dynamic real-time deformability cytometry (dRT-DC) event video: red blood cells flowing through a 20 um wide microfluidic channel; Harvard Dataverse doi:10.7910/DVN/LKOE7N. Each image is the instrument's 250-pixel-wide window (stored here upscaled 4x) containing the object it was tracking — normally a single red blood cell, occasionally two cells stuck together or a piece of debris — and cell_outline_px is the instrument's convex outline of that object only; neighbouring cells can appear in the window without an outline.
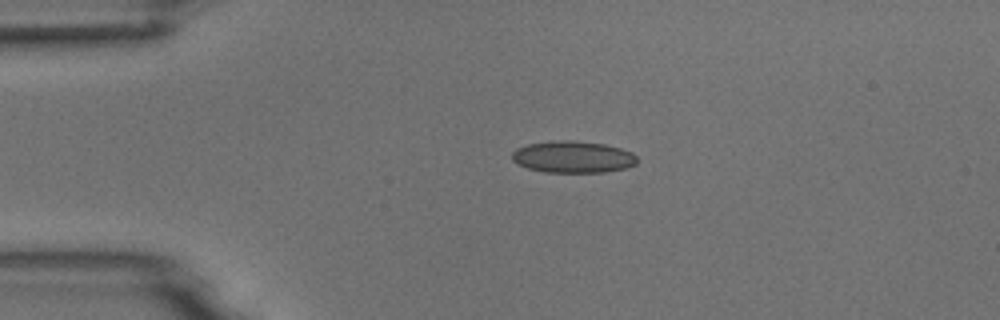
{"species": "common noctule bat (a hibernating species)", "species_latin": "Nyctalus noctula", "temperature_condition": "room temperature", "stored_images_in_passage": 2, "camera_frame_rate_fps": 3000, "um_per_image_px": 0.085, "animal": {"sex": "male", "body_mass_g": 18.8}, "frame": {"image": 1, "passage_image": 1, "time_ms": 0.0, "image_size_px": [1000, 320], "cell_outline_px": [[636, 164], [624, 168], [604, 172], [544, 172], [528, 168], [516, 164], [512, 160], [512, 152], [516, 148], [528, 144], [560, 140], [572, 140], [604, 144], [620, 148], [632, 152], [636, 156]], "centroid_in_image_um": [48.67, 13.34], "position_along_channel_um": 36.3, "area_um2": 23.12}}